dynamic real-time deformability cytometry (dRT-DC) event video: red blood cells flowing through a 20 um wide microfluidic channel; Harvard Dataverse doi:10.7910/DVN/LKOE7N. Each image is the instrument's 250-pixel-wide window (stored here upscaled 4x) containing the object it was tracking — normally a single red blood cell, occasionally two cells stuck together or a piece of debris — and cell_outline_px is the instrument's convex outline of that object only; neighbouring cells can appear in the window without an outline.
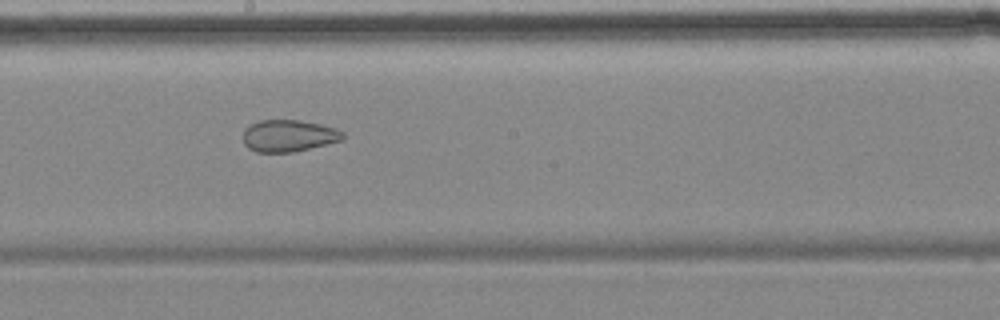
{"species": "common noctule bat (a hibernating species)", "species_latin": "Nyctalus noctula", "temperature_condition": "cold", "stored_images_in_passage": 7, "camera_frame_rate_fps": 3000, "um_per_image_px": 0.085, "animal": {"sex": "female", "body_mass_g": 18.4}, "frame": {"image": 1, "passage_image": 6, "time_ms": 5.667, "image_size_px": [1000, 320], "cell_outline_px": [[344, 140], [292, 152], [256, 152], [248, 148], [244, 144], [244, 128], [260, 120], [300, 120], [320, 124], [336, 128], [344, 132]], "centroid_in_image_um": [24.55, 11.54], "position_along_channel_um": 223.7, "area_um2": 18.55}}
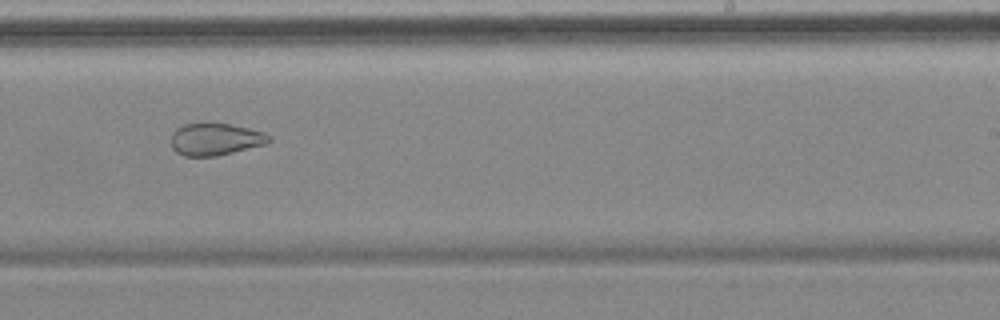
{"frame": {"image": 2, "passage_image": 7, "time_ms": 7.0, "image_size_px": [1000, 320], "cell_outline_px": [[272, 140], [264, 144], [216, 156], [184, 156], [176, 152], [172, 148], [172, 132], [176, 128], [184, 124], [228, 124], [248, 128], [264, 132], [272, 136]], "centroid_in_image_um": [18.3, 11.84], "position_along_channel_um": 270.7, "area_um2": 18.09}}